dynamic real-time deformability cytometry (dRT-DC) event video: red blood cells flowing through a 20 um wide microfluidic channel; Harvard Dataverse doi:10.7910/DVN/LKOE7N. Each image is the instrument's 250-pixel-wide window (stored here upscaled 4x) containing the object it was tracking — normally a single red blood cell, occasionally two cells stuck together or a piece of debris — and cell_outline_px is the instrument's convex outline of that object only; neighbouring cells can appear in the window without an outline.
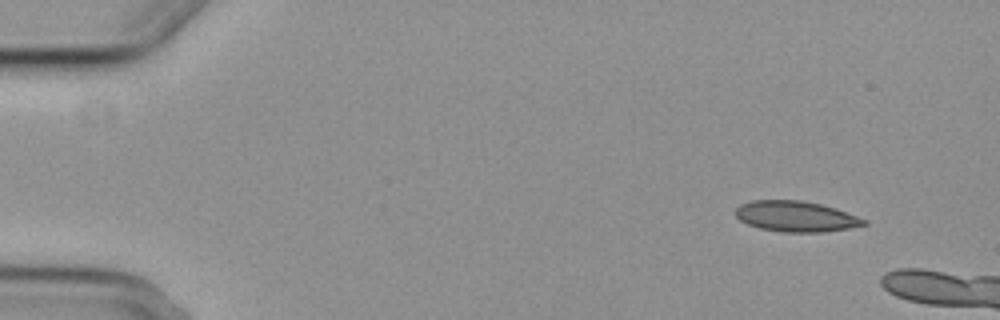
{"species": "common noctule bat (a hibernating species)", "species_latin": "Nyctalus noctula", "temperature_condition": "cold", "stored_images_in_passage": 3, "camera_frame_rate_fps": 3000, "um_per_image_px": 0.085, "animal": {"sex": "female", "body_mass_g": 29.2, "forearm_length_mm": 56.3}, "frame": {"image": 1, "passage_image": 1, "time_ms": 0.0, "image_size_px": [1000, 320], "cell_outline_px": [[868, 224], [848, 228], [820, 232], [784, 232], [760, 228], [748, 224], [740, 220], [736, 216], [736, 208], [740, 204], [752, 200], [800, 200], [820, 204], [836, 208], [868, 220]], "centroid_in_image_um": [67.66, 18.39], "position_along_channel_um": 17.3, "area_um2": 22.83}}